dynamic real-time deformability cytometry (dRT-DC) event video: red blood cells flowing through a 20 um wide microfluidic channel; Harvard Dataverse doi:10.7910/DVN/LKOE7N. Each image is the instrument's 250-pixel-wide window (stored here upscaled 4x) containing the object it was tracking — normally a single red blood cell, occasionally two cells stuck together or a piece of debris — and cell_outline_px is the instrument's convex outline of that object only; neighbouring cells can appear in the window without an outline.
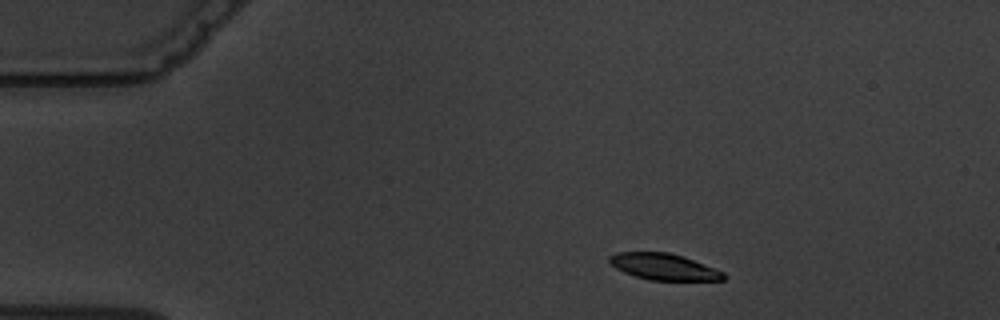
{"species": "common noctule bat (a hibernating species)", "species_latin": "Nyctalus noctula", "temperature_condition": "warm", "stored_images_in_passage": 3, "camera_frame_rate_fps": 3000, "um_per_image_px": 0.085, "animal": {"sex": "male", "body_mass_g": 19.5, "forearm_length_mm": 54.6}, "frame": {"image": 1, "passage_image": 1, "time_ms": 0.0, "image_size_px": [1000, 320], "cell_outline_px": [[728, 276], [724, 280], [648, 280], [624, 272], [616, 268], [608, 260], [608, 256], [616, 252], [668, 252], [684, 256], [724, 272]], "centroid_in_image_um": [56.43, 22.67], "position_along_channel_um": 28.6, "area_um2": 17.57}}